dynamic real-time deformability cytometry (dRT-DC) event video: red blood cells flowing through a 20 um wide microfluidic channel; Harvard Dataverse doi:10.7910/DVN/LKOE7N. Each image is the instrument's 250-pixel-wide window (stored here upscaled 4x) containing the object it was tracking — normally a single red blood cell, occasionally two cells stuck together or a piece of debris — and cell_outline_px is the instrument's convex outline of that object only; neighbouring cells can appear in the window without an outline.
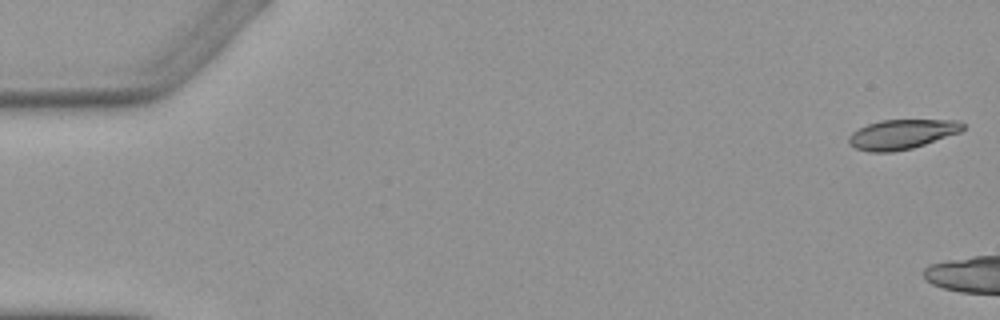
{"species": "Egyptian fruit bat (a non-hibernating species)", "species_latin": "Rousettus aegyptiacus", "temperature_condition": "warm", "stored_images_in_passage": 3, "camera_frame_rate_fps": 3000, "um_per_image_px": 0.085, "animal": {"sex": "female"}, "frame": {"image": 1, "passage_image": 1, "time_ms": 0.0, "image_size_px": [1000, 320], "cell_outline_px": [[964, 128], [960, 132], [912, 148], [892, 152], [868, 152], [856, 148], [848, 144], [848, 136], [852, 132], [868, 124], [880, 120], [960, 120], [964, 124]], "centroid_in_image_um": [76.64, 11.41], "position_along_channel_um": 8.4, "area_um2": 19.65}}